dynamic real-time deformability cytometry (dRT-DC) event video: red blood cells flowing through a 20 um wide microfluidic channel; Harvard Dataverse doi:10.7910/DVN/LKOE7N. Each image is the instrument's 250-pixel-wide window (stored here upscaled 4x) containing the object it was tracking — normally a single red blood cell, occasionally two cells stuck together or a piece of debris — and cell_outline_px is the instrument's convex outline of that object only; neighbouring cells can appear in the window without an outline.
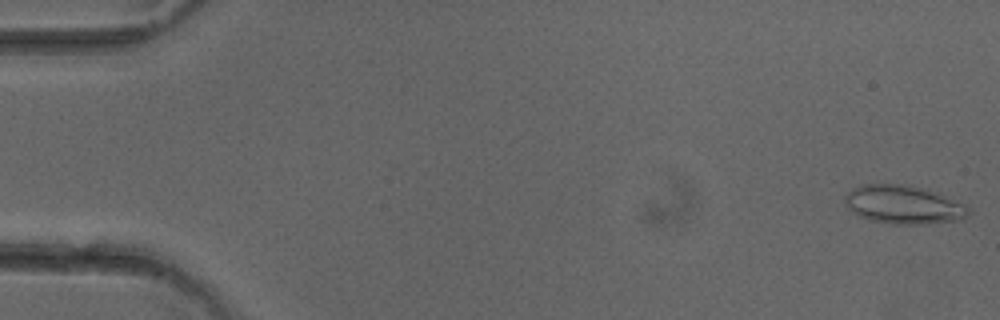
{"species": "common noctule bat (a hibernating species)", "species_latin": "Nyctalus noctula", "temperature_condition": "cold", "stored_images_in_passage": 50, "camera_frame_rate_fps": 3000, "um_per_image_px": 0.085, "animal": {"sex": "female"}, "frame": {"image": 1, "passage_image": 1, "time_ms": 0.0, "image_size_px": [1000, 320], "cell_outline_px": [[972, 212], [964, 220], [928, 224], [892, 224], [868, 220], [860, 216], [848, 208], [844, 204], [844, 196], [852, 188], [860, 184], [908, 184], [928, 188], [964, 204]], "centroid_in_image_um": [76.82, 17.39], "position_along_channel_um": 8.2, "area_um2": 28.38}}
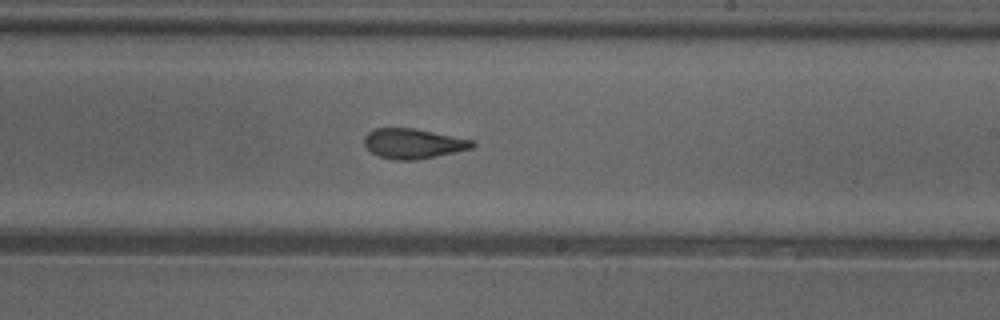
{"frame": {"image": 2, "passage_image": 30, "time_ms": 9.667, "image_size_px": [1000, 320], "cell_outline_px": [[476, 144], [472, 148], [436, 156], [416, 160], [392, 160], [380, 156], [372, 152], [364, 144], [364, 136], [368, 132], [376, 128], [412, 128], [476, 140]], "centroid_in_image_um": [35.14, 12.2], "position_along_channel_um": 253.9, "area_um2": 18.84}}
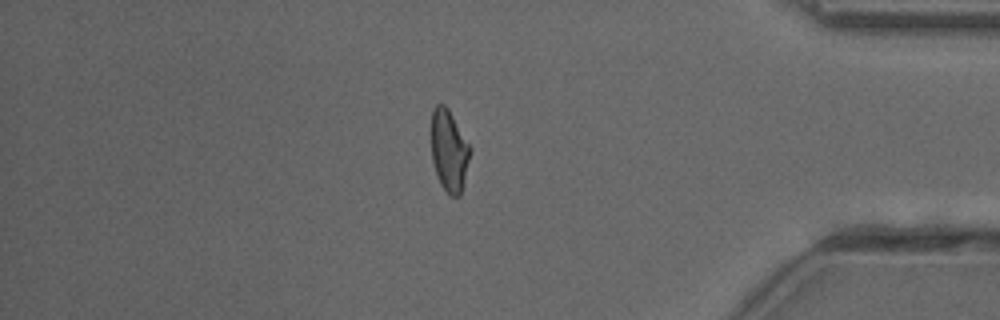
{"frame": {"image": 3, "passage_image": 43, "time_ms": 14.0, "image_size_px": [1000, 320], "cell_outline_px": [[472, 148], [460, 196], [452, 196], [440, 184], [432, 160], [432, 108], [436, 104], [444, 104], [448, 108]], "centroid_in_image_um": [38.18, 12.77], "position_along_channel_um": 397.0, "area_um2": 18.32}, "authors_computed_cell_mechanics": {"area_um2": 19.6231, "velocity_mm_per_s": 4.0586, "shape_relaxation_time_tau1_ms": null, "shape_relaxation_time_tau2_ms": 1.861, "deformation_change_tau1": null, "deformation_change_tau2": 0.0845}}